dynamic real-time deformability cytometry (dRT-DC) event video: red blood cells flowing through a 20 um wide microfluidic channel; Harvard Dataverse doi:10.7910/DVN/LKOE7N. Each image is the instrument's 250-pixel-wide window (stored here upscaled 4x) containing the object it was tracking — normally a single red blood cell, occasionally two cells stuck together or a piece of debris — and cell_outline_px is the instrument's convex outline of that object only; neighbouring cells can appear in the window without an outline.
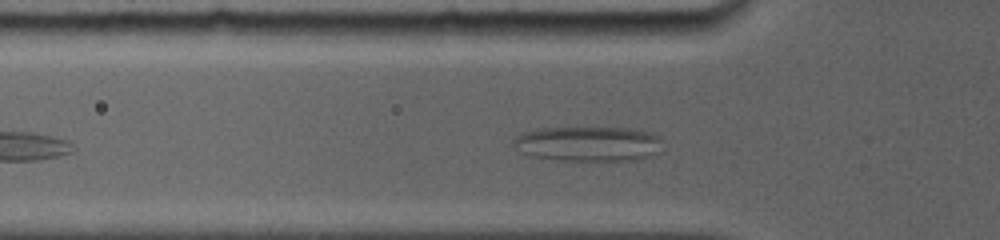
{"species": "common noctule bat (a hibernating species)", "species_latin": "Nyctalus noctula", "temperature_condition": "room temperature", "stored_images_in_passage": 13, "camera_frame_rate_fps": 5000, "um_per_image_px": 0.085, "animal": {"sex": "female", "body_mass_g": 19.0, "forearm_length_mm": 56.7}, "frame": {"image": 1, "passage_image": 6, "time_ms": 2.4, "image_size_px": [1000, 240], "cell_outline_px": [[660, 152], [648, 156], [628, 160], [556, 160], [528, 156], [512, 148], [512, 140], [516, 136], [524, 132], [536, 128], [576, 124], [628, 128], [648, 132], [660, 136]], "centroid_in_image_um": [49.88, 12.16], "position_along_channel_um": 75.9, "area_um2": 31.79}}
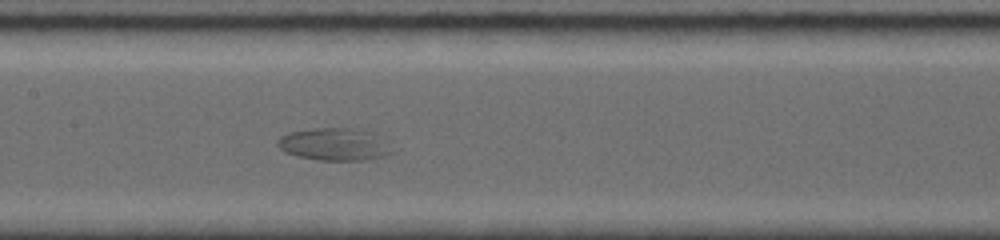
{"frame": {"image": 2, "passage_image": 10, "time_ms": 5.2, "image_size_px": [1000, 240], "cell_outline_px": [[392, 152], [384, 156], [364, 160], [320, 160], [296, 156], [284, 152], [276, 144], [276, 140], [280, 136], [288, 132], [312, 128], [352, 128], [376, 132]], "centroid_in_image_um": [28.36, 12.25], "position_along_channel_um": 179.0, "area_um2": 21.68}}
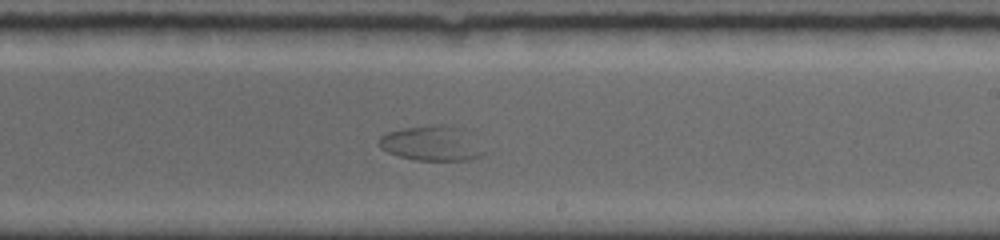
{"frame": {"image": 3, "passage_image": 13, "time_ms": 7.2, "image_size_px": [1000, 240], "cell_outline_px": [[480, 156], [464, 160], [416, 160], [400, 156], [388, 152], [380, 148], [380, 136], [388, 132], [404, 128], [432, 124], [444, 124], [464, 128]], "centroid_in_image_um": [36.55, 12.16], "position_along_channel_um": 252.5, "area_um2": 20.4}}